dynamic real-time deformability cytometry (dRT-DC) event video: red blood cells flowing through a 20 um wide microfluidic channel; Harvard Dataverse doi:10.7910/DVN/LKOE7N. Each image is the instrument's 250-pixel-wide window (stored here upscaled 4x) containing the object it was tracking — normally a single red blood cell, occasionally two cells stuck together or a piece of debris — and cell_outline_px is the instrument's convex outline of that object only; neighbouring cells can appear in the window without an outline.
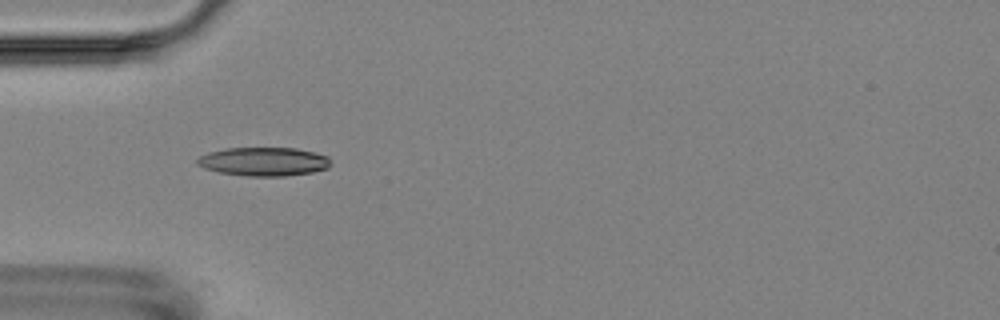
{"species": "Egyptian fruit bat (a non-hibernating species)", "species_latin": "Rousettus aegyptiacus", "temperature_condition": "room temperature", "stored_images_in_passage": 6, "camera_frame_rate_fps": 3000, "um_per_image_px": 0.085, "animal": {"sex": "female"}, "frame": {"image": 1, "passage_image": 5, "time_ms": 4.667, "image_size_px": [1000, 320], "cell_outline_px": [[332, 164], [328, 168], [312, 172], [284, 176], [248, 176], [220, 172], [204, 168], [196, 164], [196, 160], [200, 156], [208, 152], [228, 148], [296, 148], [316, 152], [328, 156]], "centroid_in_image_um": [22.45, 13.73], "position_along_channel_um": 62.6, "area_um2": 22.37}}
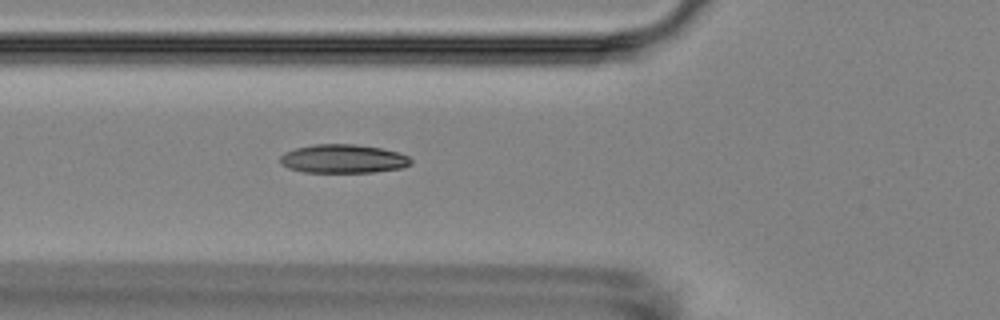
{"frame": {"image": 2, "passage_image": 6, "time_ms": 5.667, "image_size_px": [1000, 320], "cell_outline_px": [[412, 164], [404, 168], [372, 172], [304, 172], [288, 168], [280, 164], [280, 156], [284, 152], [296, 148], [312, 144], [356, 144], [380, 148], [396, 152], [408, 156], [412, 160]], "centroid_in_image_um": [29.16, 13.5], "position_along_channel_um": 96.6, "area_um2": 21.96}}